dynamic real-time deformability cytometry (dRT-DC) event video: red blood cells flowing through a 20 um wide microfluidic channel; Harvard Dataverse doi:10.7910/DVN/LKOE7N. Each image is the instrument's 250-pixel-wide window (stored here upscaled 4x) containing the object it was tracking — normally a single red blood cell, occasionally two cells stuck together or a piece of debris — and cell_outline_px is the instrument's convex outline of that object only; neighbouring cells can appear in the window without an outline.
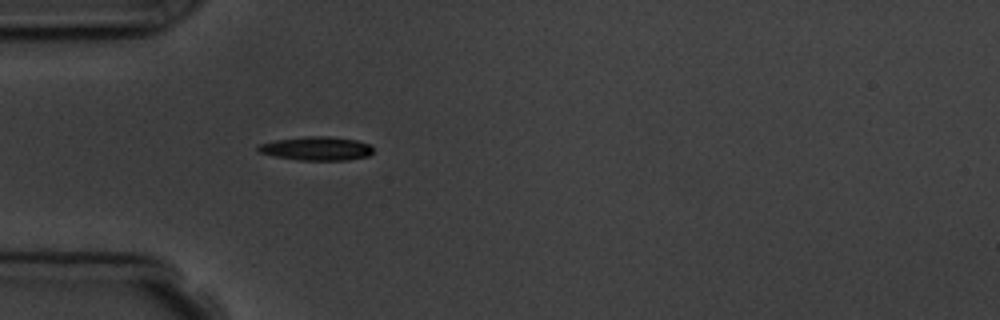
{"species": "common noctule bat (a hibernating species)", "species_latin": "Nyctalus noctula", "temperature_condition": "room temperature", "stored_images_in_passage": 1, "camera_frame_rate_fps": 3000, "um_per_image_px": 0.085, "animal": {"sex": "male", "body_mass_g": 19.5, "forearm_length_mm": 54.6}, "frame": {"image": 1, "passage_image": 1, "time_ms": 0.0, "image_size_px": [1000, 320], "cell_outline_px": [[372, 152], [368, 156], [348, 160], [300, 160], [276, 156], [260, 152], [256, 148], [260, 144], [276, 140], [304, 136], [328, 136], [356, 140], [368, 144], [372, 148]], "centroid_in_image_um": [26.91, 12.62], "position_along_channel_um": 58.1, "area_um2": 15.72}}